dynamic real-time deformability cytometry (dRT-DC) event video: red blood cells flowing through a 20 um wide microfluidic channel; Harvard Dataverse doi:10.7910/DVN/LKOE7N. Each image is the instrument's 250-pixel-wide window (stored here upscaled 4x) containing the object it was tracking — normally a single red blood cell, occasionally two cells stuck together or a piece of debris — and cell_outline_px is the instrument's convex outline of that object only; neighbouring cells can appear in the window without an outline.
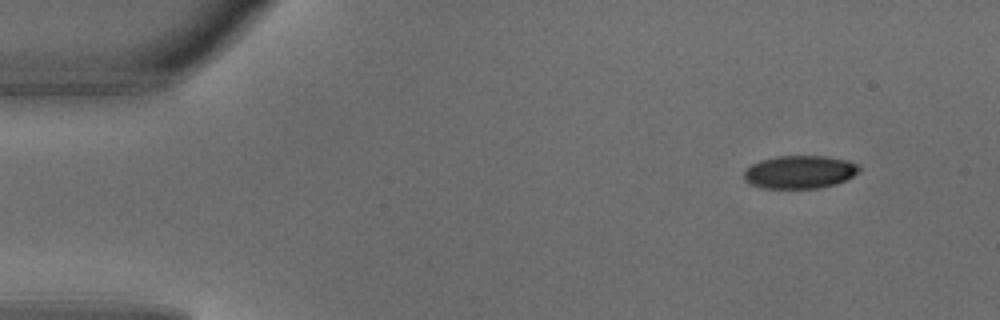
{"species": "common noctule bat (a hibernating species)", "species_latin": "Nyctalus noctula", "temperature_condition": "warm", "stored_images_in_passage": 5, "segment_of_instrument_passage": [2, 2], "camera_frame_rate_fps": 3000, "um_per_image_px": 0.085, "animal": {"sex": "male", "body_mass_g": 18.8}, "frame": {"image": 1, "passage_image": 5, "time_ms": 1.333, "image_size_px": [1000, 320], "cell_outline_px": [[860, 172], [836, 184], [816, 188], [760, 188], [748, 184], [744, 180], [744, 168], [760, 160], [776, 156], [824, 156], [848, 160], [860, 164]], "centroid_in_image_um": [67.95, 14.62], "position_along_channel_um": 17.0, "area_um2": 22.43}}